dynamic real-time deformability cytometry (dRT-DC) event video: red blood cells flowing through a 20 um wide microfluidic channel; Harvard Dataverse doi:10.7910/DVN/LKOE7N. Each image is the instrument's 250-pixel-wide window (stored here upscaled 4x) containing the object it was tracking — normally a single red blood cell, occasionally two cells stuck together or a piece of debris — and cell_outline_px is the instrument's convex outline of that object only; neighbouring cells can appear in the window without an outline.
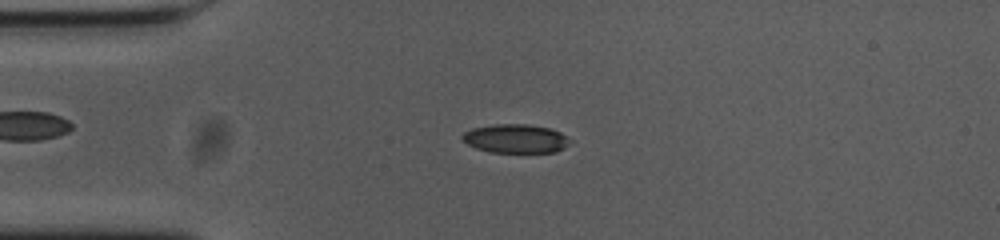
{"species": "common noctule bat (a hibernating species)", "species_latin": "Nyctalus noctula", "temperature_condition": "cold", "stored_images_in_passage": 55, "camera_frame_rate_fps": 3000, "um_per_image_px": 0.085, "animal": {"sex": "female", "body_mass_g": 23.0, "forearm_length_mm": 53.4}, "frame": {"image": 1, "passage_image": 13, "time_ms": 4.0, "image_size_px": [1000, 240], "cell_outline_px": [[564, 148], [556, 152], [488, 152], [476, 148], [468, 144], [460, 136], [464, 132], [472, 128], [496, 124], [528, 124], [548, 128], [560, 132], [564, 136]], "centroid_in_image_um": [43.73, 11.78], "position_along_channel_um": 41.3, "area_um2": 17.63}}
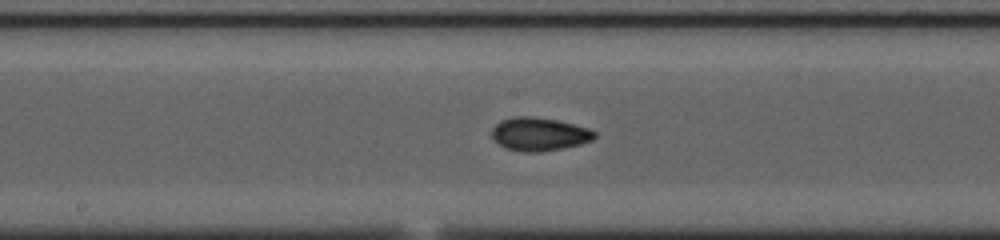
{"frame": {"image": 2, "passage_image": 28, "time_ms": 9.0, "image_size_px": [1000, 240], "cell_outline_px": [[596, 136], [592, 140], [580, 144], [560, 148], [536, 152], [524, 152], [504, 148], [492, 136], [492, 128], [500, 120], [516, 116], [536, 116], [556, 120], [588, 128], [596, 132]], "centroid_in_image_um": [45.82, 11.39], "position_along_channel_um": 202.4, "area_um2": 19.77}}
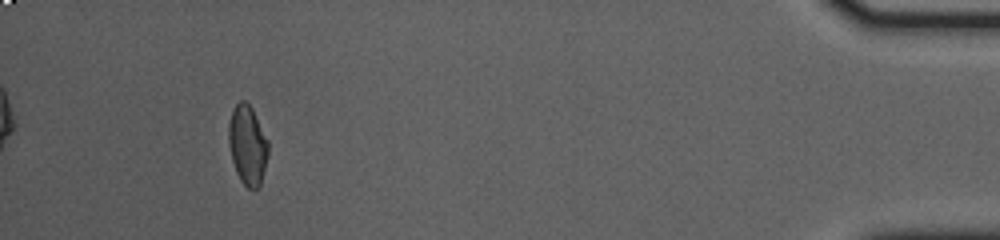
{"frame": {"image": 3, "passage_image": 51, "time_ms": 16.667, "image_size_px": [1000, 240], "cell_outline_px": [[268, 156], [260, 184], [256, 188], [248, 188], [240, 180], [236, 172], [232, 160], [228, 144], [228, 124], [232, 108], [240, 100], [244, 100], [252, 108], [268, 140]], "centroid_in_image_um": [21.02, 12.3], "position_along_channel_um": 414.2, "area_um2": 18.38}, "authors_computed_cell_mechanics": {"area_um2": 18.6116, "velocity_mm_per_s": 3.672, "shape_relaxation_time_tau1_ms": 9.6318, "shape_relaxation_time_tau2_ms": 2.4185, "deformation_change_tau1": 0.2054, "deformation_change_tau2": 0.0605}}